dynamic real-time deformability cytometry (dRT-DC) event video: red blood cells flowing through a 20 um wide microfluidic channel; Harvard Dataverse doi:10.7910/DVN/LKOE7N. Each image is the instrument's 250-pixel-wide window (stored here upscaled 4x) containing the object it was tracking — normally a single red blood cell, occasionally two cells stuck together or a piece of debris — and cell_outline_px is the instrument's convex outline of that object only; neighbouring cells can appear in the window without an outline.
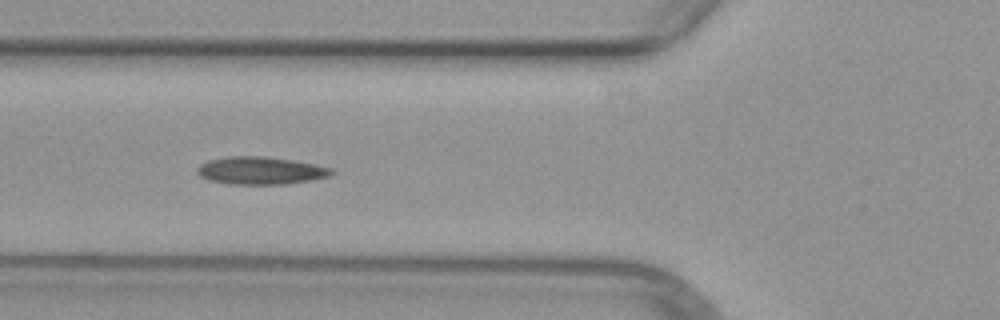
{"species": "common noctule bat (a hibernating species)", "species_latin": "Nyctalus noctula", "temperature_condition": "warm", "stored_images_in_passage": 7, "camera_frame_rate_fps": 3000, "um_per_image_px": 0.085, "animal": {"sex": "female", "body_mass_g": 29.2, "forearm_length_mm": 56.3}, "frame": {"image": 1, "passage_image": 5, "time_ms": 4.667, "image_size_px": [1000, 320], "cell_outline_px": [[336, 172], [332, 176], [312, 180], [288, 184], [228, 184], [208, 180], [200, 176], [196, 172], [196, 168], [200, 164], [208, 160], [228, 156], [264, 156], [292, 160], [316, 164], [332, 168]], "centroid_in_image_um": [22.17, 14.5], "position_along_channel_um": 103.6, "area_um2": 21.96}}
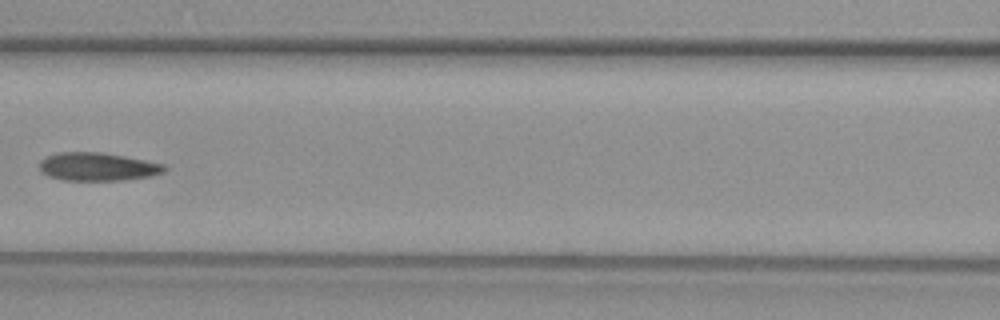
{"frame": {"image": 2, "passage_image": 6, "time_ms": 6.0, "image_size_px": [1000, 320], "cell_outline_px": [[168, 168], [164, 172], [152, 176], [124, 180], [64, 180], [48, 176], [40, 172], [40, 160], [44, 156], [56, 152], [100, 152], [124, 156], [164, 164]], "centroid_in_image_um": [8.27, 14.17], "position_along_channel_um": 158.3, "area_um2": 20.69}}
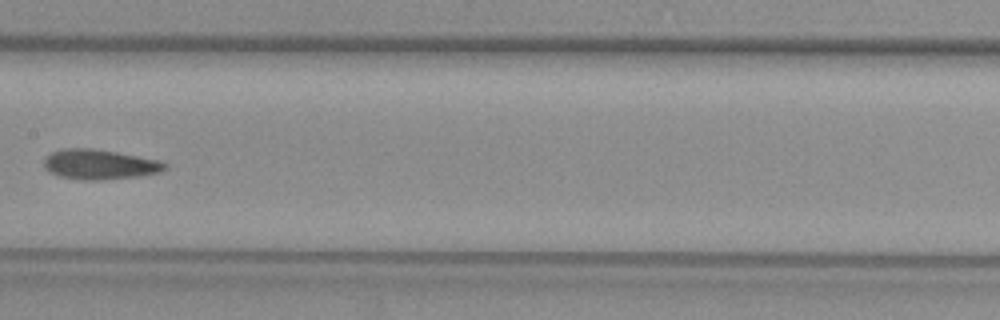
{"frame": {"image": 3, "passage_image": 7, "time_ms": 7.0, "image_size_px": [1000, 320], "cell_outline_px": [[168, 168], [160, 172], [136, 176], [104, 180], [80, 180], [60, 176], [48, 172], [44, 168], [44, 160], [52, 152], [60, 148], [92, 148], [116, 152], [156, 160], [168, 164]], "centroid_in_image_um": [8.43, 13.98], "position_along_channel_um": 199.0, "area_um2": 21.04}}